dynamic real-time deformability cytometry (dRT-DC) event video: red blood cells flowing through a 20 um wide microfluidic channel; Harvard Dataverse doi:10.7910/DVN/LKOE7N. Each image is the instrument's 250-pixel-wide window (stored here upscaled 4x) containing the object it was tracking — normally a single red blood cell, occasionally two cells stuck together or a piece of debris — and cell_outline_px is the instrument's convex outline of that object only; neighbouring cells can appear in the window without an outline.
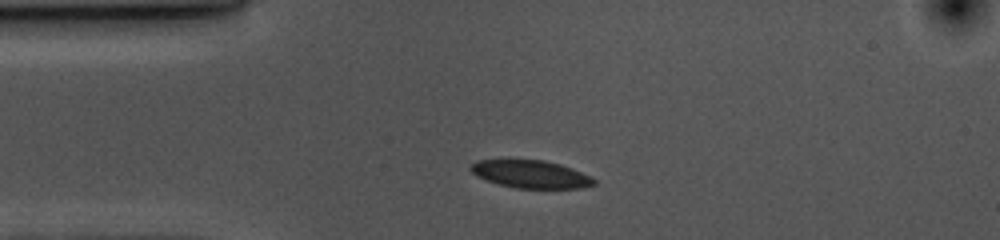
{"species": "common noctule bat (a hibernating species)", "species_latin": "Nyctalus noctula", "temperature_condition": "cold", "stored_images_in_passage": 33, "camera_frame_rate_fps": 3000, "um_per_image_px": 0.085, "animal": {"sex": "female", "body_mass_g": 10.0, "forearm_length_mm": 53.1}, "frame": {"image": 1, "passage_image": 1, "time_ms": 0.0, "image_size_px": [1000, 240], "cell_outline_px": [[596, 184], [584, 188], [516, 188], [500, 184], [476, 176], [468, 168], [476, 160], [544, 160], [560, 164], [572, 168], [596, 180]], "centroid_in_image_um": [45.12, 14.8], "position_along_channel_um": 39.9, "area_um2": 19.77}}
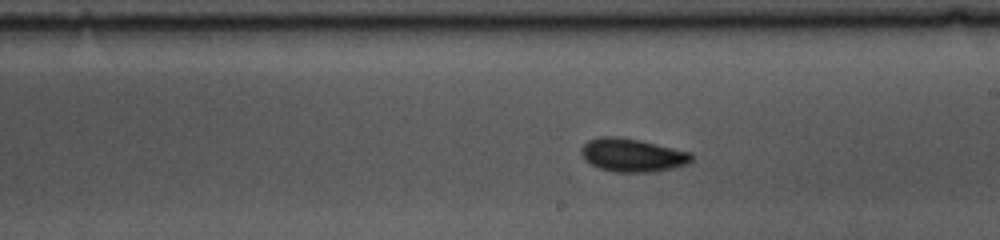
{"frame": {"image": 2, "passage_image": 19, "time_ms": 6.0, "image_size_px": [1000, 240], "cell_outline_px": [[692, 160], [688, 164], [672, 168], [652, 172], [616, 172], [600, 168], [592, 164], [580, 152], [580, 148], [588, 140], [596, 136], [620, 136], [640, 140], [688, 152], [692, 156]], "centroid_in_image_um": [53.72, 13.17], "position_along_channel_um": 235.3, "area_um2": 21.21}}
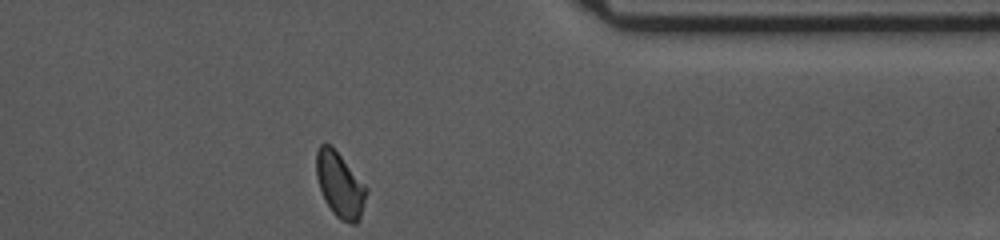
{"frame": {"image": 3, "passage_image": 33, "time_ms": 10.667, "image_size_px": [1000, 240], "cell_outline_px": [[368, 192], [360, 216], [356, 224], [352, 224], [340, 220], [332, 212], [324, 200], [316, 176], [316, 152], [320, 144], [332, 144], [368, 188]], "centroid_in_image_um": [28.89, 15.69], "position_along_channel_um": 382.5, "area_um2": 19.19}, "authors_computed_cell_mechanics": {"area_um2": 20.6346, "velocity_mm_per_s": 3.5381, "shape_relaxation_time_tau1_ms": 2.8025, "shape_relaxation_time_tau2_ms": 4.0878, "deformation_change_tau1": 0.0848, "deformation_change_tau2": 0.0774}}